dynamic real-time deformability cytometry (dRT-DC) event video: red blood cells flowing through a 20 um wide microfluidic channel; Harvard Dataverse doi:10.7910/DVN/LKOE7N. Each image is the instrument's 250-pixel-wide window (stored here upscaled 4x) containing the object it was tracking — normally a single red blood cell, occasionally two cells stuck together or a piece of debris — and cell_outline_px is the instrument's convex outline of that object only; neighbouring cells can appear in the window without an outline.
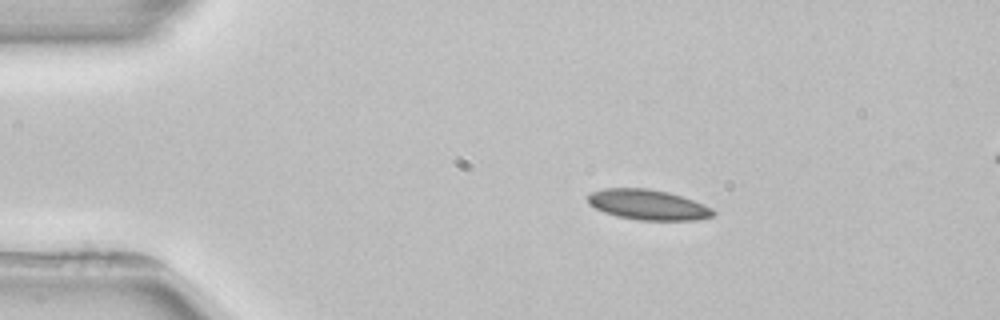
{"species": "common noctule bat (a hibernating species)", "species_latin": "Nyctalus noctula", "temperature_condition": "room temperature", "stored_images_in_passage": 3, "camera_frame_rate_fps": 3000, "um_per_image_px": 0.085, "animal": {"sex": "female", "body_mass_g": 22.7, "forearm_length_mm": 54.2}, "frame": {"image": 1, "passage_image": 1, "time_ms": 0.0, "image_size_px": [1000, 320], "cell_outline_px": [[716, 212], [712, 216], [696, 220], [636, 220], [616, 216], [604, 212], [588, 204], [588, 192], [604, 188], [648, 188], [668, 192], [704, 204], [712, 208]], "centroid_in_image_um": [55.04, 17.4], "position_along_channel_um": 30.0, "area_um2": 22.2}}